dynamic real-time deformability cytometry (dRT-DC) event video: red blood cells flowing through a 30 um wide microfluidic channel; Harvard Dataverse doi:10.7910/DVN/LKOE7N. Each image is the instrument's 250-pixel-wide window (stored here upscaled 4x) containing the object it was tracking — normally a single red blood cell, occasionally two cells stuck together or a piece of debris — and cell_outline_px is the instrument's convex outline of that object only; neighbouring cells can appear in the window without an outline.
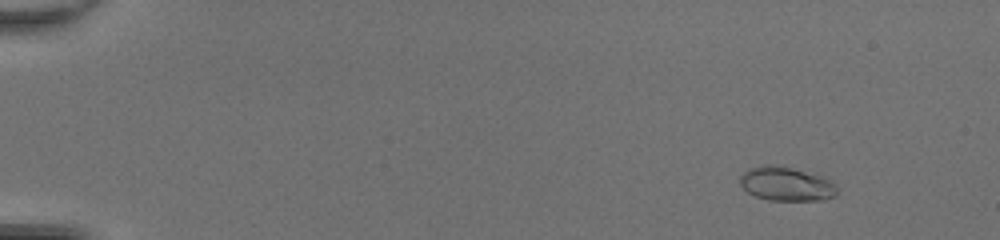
{"species": "common noctule bat (a hibernating species)", "species_latin": "Nyctalus noctula", "temperature_condition": "room temperature", "stored_images_in_passage": 50, "camera_frame_rate_fps": 3000, "um_per_image_px": 0.085, "animal": {"sex": "female", "body_mass_g": 20.0, "forearm_length_mm": 54.0}, "frame": {"image": 1, "passage_image": 6, "time_ms": 1.667, "image_size_px": [1000, 240], "cell_outline_px": [[836, 196], [824, 200], [768, 200], [756, 196], [748, 192], [740, 184], [740, 176], [744, 172], [752, 168], [764, 164], [780, 164], [820, 176], [832, 180], [836, 184]], "centroid_in_image_um": [66.85, 15.62], "position_along_channel_um": 18.1, "area_um2": 19.31}}
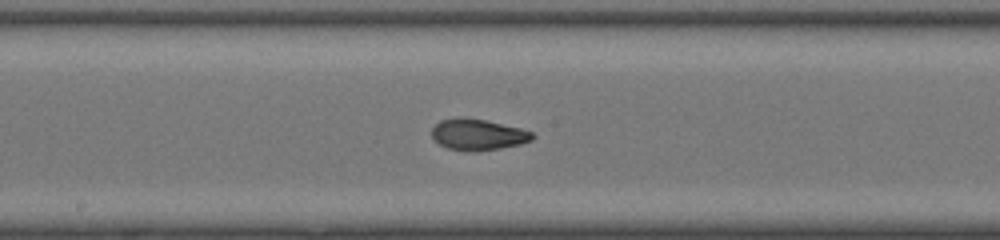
{"frame": {"image": 2, "passage_image": 29, "time_ms": 9.333, "image_size_px": [1000, 240], "cell_outline_px": [[536, 136], [532, 140], [520, 144], [500, 148], [476, 152], [472, 152], [448, 148], [440, 144], [432, 136], [432, 128], [440, 120], [456, 116], [464, 116], [484, 120], [520, 128], [532, 132]], "centroid_in_image_um": [40.61, 11.43], "position_along_channel_um": 207.6, "area_um2": 18.38}}
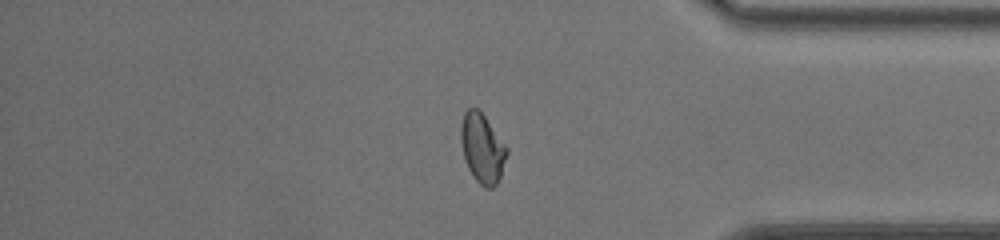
{"frame": {"image": 3, "passage_image": 43, "time_ms": 14.0, "image_size_px": [1000, 240], "cell_outline_px": [[508, 152], [500, 176], [496, 184], [492, 188], [484, 188], [472, 176], [468, 168], [464, 156], [460, 140], [460, 128], [464, 112], [468, 108], [480, 108], [508, 148]], "centroid_in_image_um": [40.99, 12.57], "position_along_channel_um": 394.2, "area_um2": 18.73}, "authors_computed_cell_mechanics": {"area_um2": 18.3226, "velocity_mm_per_s": 4.3345, "shape_relaxation_time_tau1_ms": 3.8121, "shape_relaxation_time_tau2_ms": 0.9034, "deformation_change_tau1": 0.1994, "deformation_change_tau2": 0.064}}